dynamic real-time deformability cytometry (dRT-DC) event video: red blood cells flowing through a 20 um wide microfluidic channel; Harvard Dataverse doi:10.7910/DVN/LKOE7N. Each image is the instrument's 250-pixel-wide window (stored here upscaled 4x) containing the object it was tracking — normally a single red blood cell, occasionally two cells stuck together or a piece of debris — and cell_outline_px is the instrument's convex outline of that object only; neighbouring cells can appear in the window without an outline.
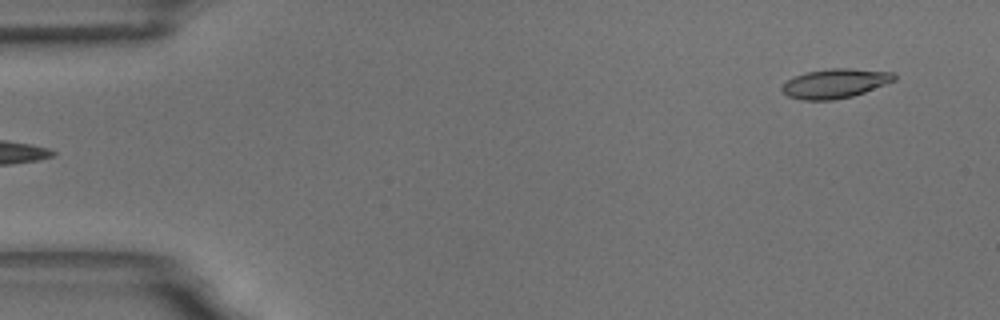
{"species": "common noctule bat (a hibernating species)", "species_latin": "Nyctalus noctula", "temperature_condition": "room temperature", "stored_images_in_passage": 6, "segment_of_instrument_passage": [2, 2], "camera_frame_rate_fps": 3000, "um_per_image_px": 0.085, "animal": {"sex": "male", "body_mass_g": 18.8}, "frame": {"image": 1, "passage_image": 6, "time_ms": 5.667, "image_size_px": [1000, 320], "cell_outline_px": [[896, 80], [864, 92], [852, 96], [832, 100], [804, 100], [788, 96], [780, 88], [788, 80], [796, 76], [808, 72], [832, 68], [848, 68], [892, 72], [896, 76]], "centroid_in_image_um": [71.0, 7.09], "position_along_channel_um": 14.0, "area_um2": 18.9}}